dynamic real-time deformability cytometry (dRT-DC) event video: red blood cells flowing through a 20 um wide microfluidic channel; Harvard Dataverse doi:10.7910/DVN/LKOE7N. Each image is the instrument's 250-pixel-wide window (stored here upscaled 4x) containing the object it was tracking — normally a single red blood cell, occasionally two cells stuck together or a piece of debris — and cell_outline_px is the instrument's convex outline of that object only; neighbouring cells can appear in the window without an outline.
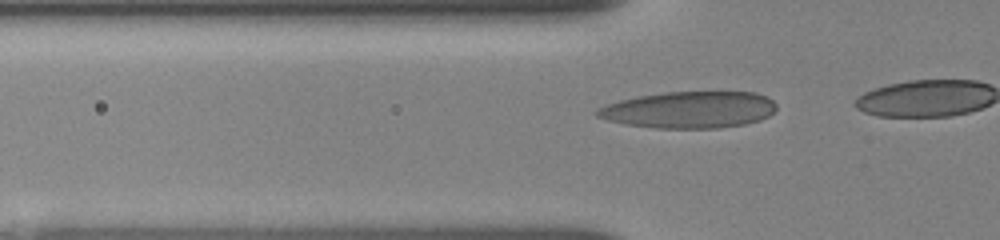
{"species": "human", "species_latin": "Homo sapiens", "temperature_condition": "room temperature", "stored_images_in_passage": 8, "camera_frame_rate_fps": 3000, "um_per_image_px": 0.085, "donor": {"sex": "female"}, "frame": {"image": 1, "passage_image": 4, "time_ms": 1.333, "image_size_px": [1000, 240], "cell_outline_px": [[776, 108], [768, 116], [760, 120], [744, 124], [716, 128], [656, 128], [628, 124], [608, 120], [596, 116], [592, 112], [596, 108], [620, 100], [636, 96], [664, 92], [756, 92], [768, 96], [776, 104]], "centroid_in_image_um": [58.58, 9.32], "position_along_channel_um": 67.2, "area_um2": 38.38}}
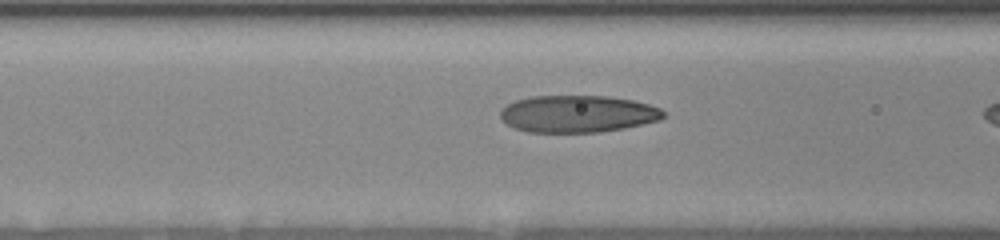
{"frame": {"image": 2, "passage_image": 7, "time_ms": 2.667, "image_size_px": [1000, 240], "cell_outline_px": [[664, 116], [660, 120], [624, 128], [600, 132], [528, 132], [516, 128], [508, 124], [500, 116], [500, 112], [508, 104], [516, 100], [532, 96], [608, 96], [632, 100], [648, 104], [660, 108], [664, 112]], "centroid_in_image_um": [49.12, 9.68], "position_along_channel_um": 117.5, "area_um2": 35.03}}